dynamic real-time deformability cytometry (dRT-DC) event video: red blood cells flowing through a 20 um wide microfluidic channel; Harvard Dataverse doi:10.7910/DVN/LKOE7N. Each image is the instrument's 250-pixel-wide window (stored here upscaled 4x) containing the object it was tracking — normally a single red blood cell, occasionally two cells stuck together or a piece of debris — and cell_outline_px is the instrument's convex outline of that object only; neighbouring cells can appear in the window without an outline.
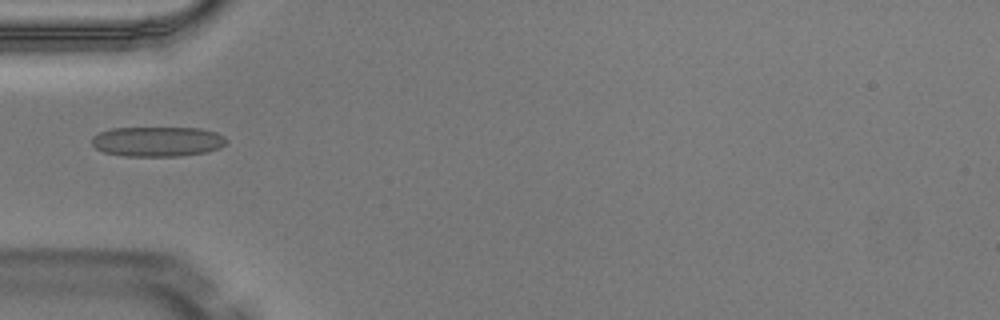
{"species": "Egyptian fruit bat (a non-hibernating species)", "species_latin": "Rousettus aegyptiacus", "temperature_condition": "warm", "stored_images_in_passage": 6, "camera_frame_rate_fps": 3000, "um_per_image_px": 0.085, "animal": {"sex": "male"}, "frame": {"image": 1, "passage_image": 4, "time_ms": 1.0, "image_size_px": [1000, 320], "cell_outline_px": [[228, 140], [220, 148], [208, 152], [180, 156], [124, 156], [104, 152], [96, 148], [92, 144], [92, 136], [100, 132], [112, 128], [200, 128], [216, 132], [224, 136]], "centroid_in_image_um": [13.4, 12.03], "position_along_channel_um": 71.6, "area_um2": 23.58}}